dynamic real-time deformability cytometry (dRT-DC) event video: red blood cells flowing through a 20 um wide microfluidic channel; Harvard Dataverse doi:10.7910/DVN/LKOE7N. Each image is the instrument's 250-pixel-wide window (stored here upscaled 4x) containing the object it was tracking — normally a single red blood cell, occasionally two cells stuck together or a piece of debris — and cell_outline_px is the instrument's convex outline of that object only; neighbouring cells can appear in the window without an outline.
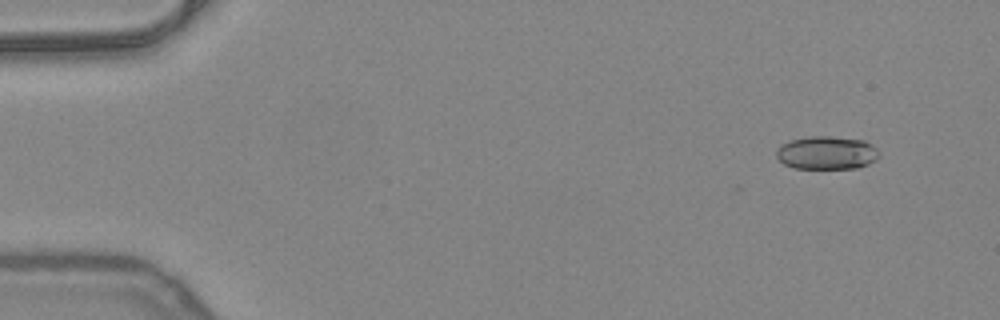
{"species": "common noctule bat (a hibernating species)", "species_latin": "Nyctalus noctula", "temperature_condition": "warm", "stored_images_in_passage": 48, "camera_frame_rate_fps": 3000, "um_per_image_px": 0.085, "animal": {"sex": "female", "body_mass_g": 24.6, "forearm_length_mm": 56.2}, "frame": {"image": 1, "passage_image": 1, "time_ms": 0.0, "image_size_px": [1000, 320], "cell_outline_px": [[880, 156], [876, 160], [868, 164], [856, 168], [792, 168], [784, 164], [776, 156], [776, 148], [780, 144], [788, 140], [808, 136], [828, 136], [864, 140], [872, 144], [880, 152]], "centroid_in_image_um": [70.26, 12.98], "position_along_channel_um": 14.7, "area_um2": 20.17}}
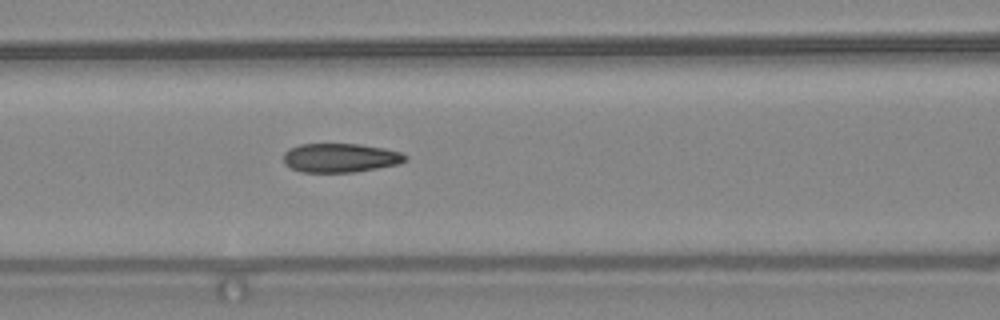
{"frame": {"image": 2, "passage_image": 19, "time_ms": 6.0, "image_size_px": [1000, 320], "cell_outline_px": [[408, 160], [400, 164], [356, 172], [300, 172], [284, 164], [284, 152], [288, 148], [300, 144], [360, 144], [384, 148], [400, 152], [408, 156]], "centroid_in_image_um": [28.94, 13.42], "position_along_channel_um": 137.7, "area_um2": 20.81}}
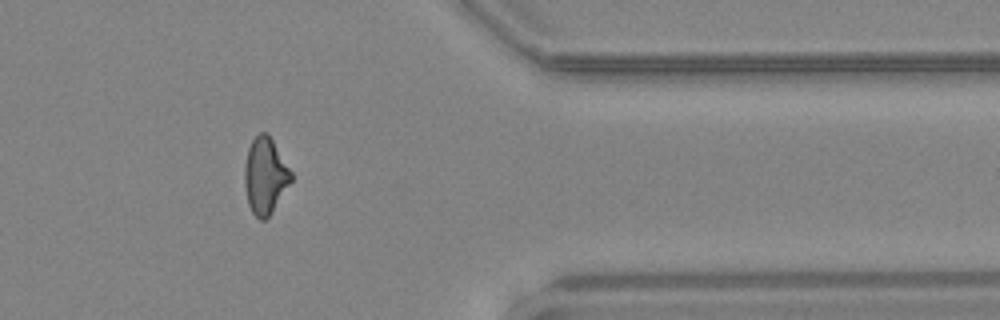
{"frame": {"image": 3, "passage_image": 39, "time_ms": 12.667, "image_size_px": [1000, 320], "cell_outline_px": [[292, 180], [272, 212], [264, 220], [260, 220], [252, 212], [248, 204], [244, 184], [244, 164], [248, 148], [252, 140], [260, 132], [268, 132], [292, 172]], "centroid_in_image_um": [22.53, 14.92], "position_along_channel_um": 388.9, "area_um2": 20.75}, "authors_computed_cell_mechanics": {"area_um2": 20.8369, "velocity_mm_per_s": 4.0462, "shape_relaxation_time_tau1_ms": null, "shape_relaxation_time_tau2_ms": 1.607, "deformation_change_tau1": null, "deformation_change_tau2": 0.0833}}